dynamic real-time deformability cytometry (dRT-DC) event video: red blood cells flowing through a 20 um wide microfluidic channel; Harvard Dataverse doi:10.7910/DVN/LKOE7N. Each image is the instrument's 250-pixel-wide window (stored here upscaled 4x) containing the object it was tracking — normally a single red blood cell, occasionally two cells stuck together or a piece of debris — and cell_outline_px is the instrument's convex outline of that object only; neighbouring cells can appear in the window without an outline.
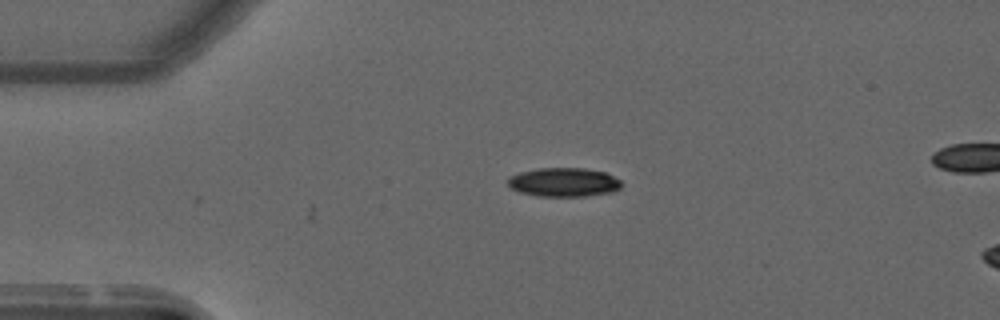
{"species": "common noctule bat (a hibernating species)", "species_latin": "Nyctalus noctula", "temperature_condition": "warm", "stored_images_in_passage": 5, "camera_frame_rate_fps": 3000, "um_per_image_px": 0.085, "animal": {"sex": "male", "forearm_length_mm": 52.5}, "frame": {"image": 1, "passage_image": 1, "time_ms": 0.0, "image_size_px": [1000, 320], "cell_outline_px": [[620, 188], [608, 192], [584, 196], [540, 196], [520, 192], [512, 188], [508, 184], [508, 176], [520, 172], [536, 168], [584, 168], [604, 172], [620, 180]], "centroid_in_image_um": [47.87, 15.48], "position_along_channel_um": 37.1, "area_um2": 18.9}}